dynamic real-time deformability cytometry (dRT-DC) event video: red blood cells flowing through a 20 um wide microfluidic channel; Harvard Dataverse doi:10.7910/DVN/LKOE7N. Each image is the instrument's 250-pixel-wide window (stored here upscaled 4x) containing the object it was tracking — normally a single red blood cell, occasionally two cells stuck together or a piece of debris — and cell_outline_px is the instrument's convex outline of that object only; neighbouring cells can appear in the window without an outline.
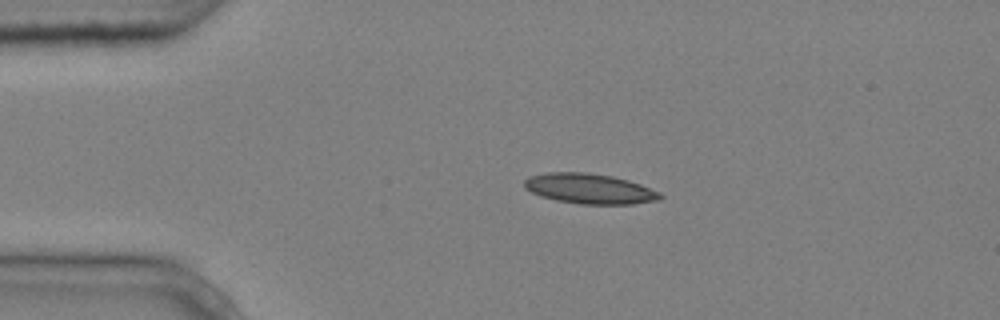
{"species": "common noctule bat (a hibernating species)", "species_latin": "Nyctalus noctula", "temperature_condition": "cold", "stored_images_in_passage": 3, "camera_frame_rate_fps": 3000, "um_per_image_px": 0.085, "animal": {"sex": "male", "body_mass_g": 20.4}, "frame": {"image": 1, "passage_image": 2, "time_ms": 0.333, "image_size_px": [1000, 320], "cell_outline_px": [[664, 196], [660, 200], [632, 204], [580, 204], [556, 200], [540, 196], [524, 188], [524, 180], [528, 176], [548, 172], [588, 172], [612, 176], [628, 180], [640, 184], [660, 192]], "centroid_in_image_um": [50.11, 16.03], "position_along_channel_um": 34.9, "area_um2": 24.04}}